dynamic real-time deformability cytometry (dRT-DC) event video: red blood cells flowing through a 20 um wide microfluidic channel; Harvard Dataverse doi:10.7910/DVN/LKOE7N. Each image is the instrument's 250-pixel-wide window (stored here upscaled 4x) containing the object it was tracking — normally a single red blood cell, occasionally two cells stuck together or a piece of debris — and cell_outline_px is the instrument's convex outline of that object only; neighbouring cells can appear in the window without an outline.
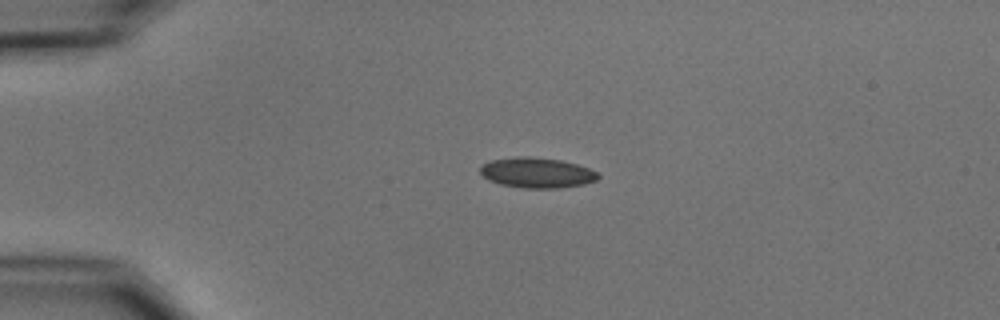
{"species": "common noctule bat (a hibernating species)", "species_latin": "Nyctalus noctula", "temperature_condition": "cold", "stored_images_in_passage": 2, "camera_frame_rate_fps": 3000, "um_per_image_px": 0.085, "animal": {"sex": "male", "body_mass_g": 15.6}, "frame": {"image": 1, "passage_image": 1, "time_ms": 0.0, "image_size_px": [1000, 320], "cell_outline_px": [[600, 176], [596, 180], [584, 184], [556, 188], [524, 188], [500, 184], [488, 180], [480, 172], [480, 168], [484, 164], [492, 160], [520, 156], [528, 156], [560, 160], [576, 164], [588, 168], [596, 172]], "centroid_in_image_um": [45.63, 14.68], "position_along_channel_um": 39.4, "area_um2": 20.58}}